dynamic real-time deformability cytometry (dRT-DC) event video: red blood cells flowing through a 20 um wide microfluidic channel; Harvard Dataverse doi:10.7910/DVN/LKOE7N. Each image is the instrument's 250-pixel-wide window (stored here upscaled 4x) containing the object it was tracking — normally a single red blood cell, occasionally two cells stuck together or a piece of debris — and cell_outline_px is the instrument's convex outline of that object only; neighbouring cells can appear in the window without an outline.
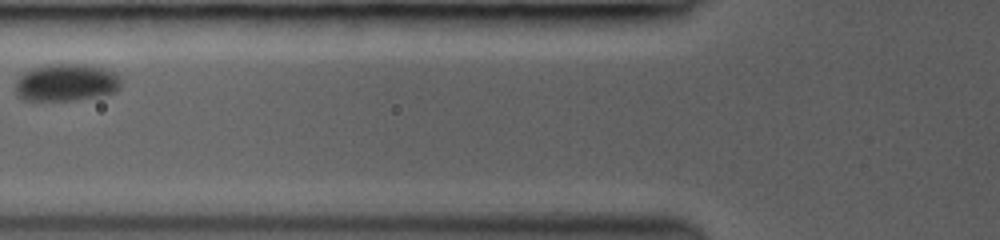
{"species": "common noctule bat (a hibernating species)", "species_latin": "Nyctalus noctula", "temperature_condition": "room temperature", "stored_images_in_passage": 6, "camera_frame_rate_fps": 3000, "um_per_image_px": 0.085, "animal": {"sex": "female", "body_mass_g": 19.0, "forearm_length_mm": 53.3}, "frame": {"image": 1, "passage_image": 3, "time_ms": 1.667, "image_size_px": [1000, 240], "cell_outline_px": [[120, 88], [116, 92], [100, 96], [72, 100], [24, 100], [16, 96], [16, 80], [24, 72], [32, 68], [52, 64], [84, 64], [100, 68], [112, 72], [120, 76]], "centroid_in_image_um": [5.62, 7.02], "position_along_channel_um": 120.2, "area_um2": 22.89}}
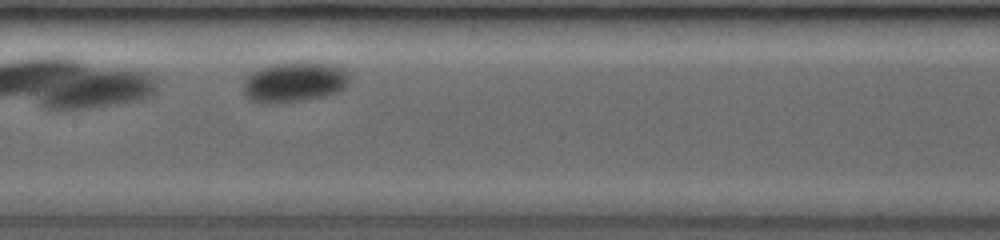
{"frame": {"image": 2, "passage_image": 5, "time_ms": 3.333, "image_size_px": [1000, 240], "cell_outline_px": [[348, 84], [340, 92], [324, 96], [300, 100], [248, 100], [244, 96], [244, 80], [252, 72], [260, 68], [276, 64], [332, 64], [344, 68], [348, 72]], "centroid_in_image_um": [25.07, 6.96], "position_along_channel_um": 182.3, "area_um2": 23.64}}